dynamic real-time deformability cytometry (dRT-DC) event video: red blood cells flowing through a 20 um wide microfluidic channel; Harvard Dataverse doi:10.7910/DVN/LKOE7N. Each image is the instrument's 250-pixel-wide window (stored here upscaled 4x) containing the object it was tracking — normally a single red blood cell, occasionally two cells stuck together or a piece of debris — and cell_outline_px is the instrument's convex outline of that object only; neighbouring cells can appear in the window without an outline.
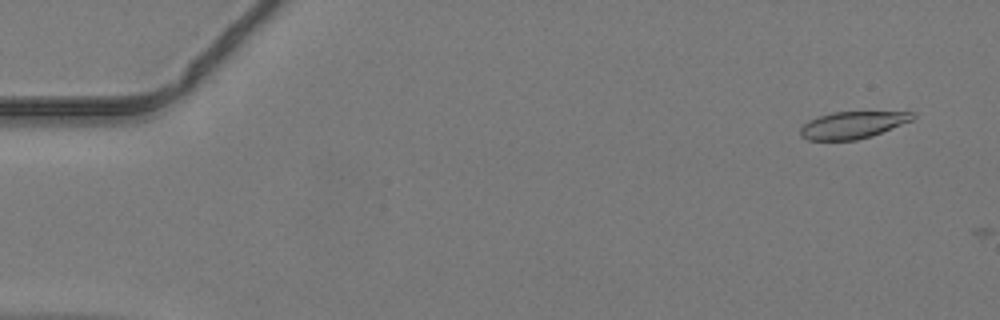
{"species": "common noctule bat (a hibernating species)", "species_latin": "Nyctalus noctula", "temperature_condition": "warm", "stored_images_in_passage": 10, "camera_frame_rate_fps": 3000, "um_per_image_px": 0.085, "animal": {"sex": "male", "body_mass_g": 19.2, "forearm_length_mm": 51.8}, "frame": {"image": 1, "passage_image": 3, "time_ms": 0.667, "image_size_px": [1000, 320], "cell_outline_px": [[916, 116], [912, 120], [872, 136], [856, 140], [808, 140], [800, 136], [800, 128], [808, 120], [832, 112], [916, 112]], "centroid_in_image_um": [72.46, 10.62], "position_along_channel_um": 12.5, "area_um2": 17.63}}